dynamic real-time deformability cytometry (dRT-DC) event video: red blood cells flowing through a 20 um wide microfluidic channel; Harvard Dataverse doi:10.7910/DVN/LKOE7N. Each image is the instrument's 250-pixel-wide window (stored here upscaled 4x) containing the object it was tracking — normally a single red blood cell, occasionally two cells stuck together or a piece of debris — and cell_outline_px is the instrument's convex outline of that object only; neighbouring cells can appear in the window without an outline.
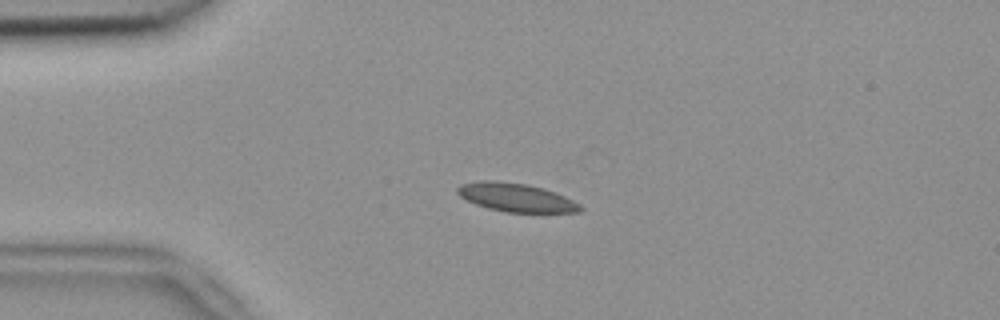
{"species": "common noctule bat (a hibernating species)", "species_latin": "Nyctalus noctula", "temperature_condition": "room temperature", "stored_images_in_passage": 40, "camera_frame_rate_fps": 3000, "um_per_image_px": 0.085, "animal": {"sex": "female", "body_mass_g": 18.4}, "frame": {"image": 1, "passage_image": 12, "time_ms": 3.667, "image_size_px": [1000, 320], "cell_outline_px": [[584, 208], [580, 212], [504, 212], [488, 208], [476, 204], [460, 196], [456, 192], [456, 188], [460, 184], [480, 180], [492, 180], [528, 184], [544, 188], [556, 192], [580, 204]], "centroid_in_image_um": [43.86, 16.77], "position_along_channel_um": 41.1, "area_um2": 20.46}}